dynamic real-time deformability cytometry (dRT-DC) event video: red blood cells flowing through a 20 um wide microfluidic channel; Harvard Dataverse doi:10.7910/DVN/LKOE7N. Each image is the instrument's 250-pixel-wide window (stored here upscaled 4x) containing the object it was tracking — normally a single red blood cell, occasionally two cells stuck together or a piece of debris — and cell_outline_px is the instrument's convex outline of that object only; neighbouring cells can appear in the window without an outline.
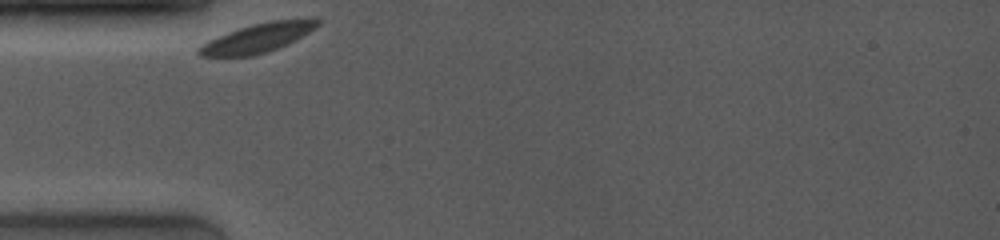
{"species": "common noctule bat (a hibernating species)", "species_latin": "Nyctalus noctula", "temperature_condition": "room temperature", "stored_images_in_passage": 9, "camera_frame_rate_fps": 4000, "um_per_image_px": 0.085, "animal": {"sex": "female", "body_mass_g": 19.0, "forearm_length_mm": 53.3}, "frame": {"image": 1, "passage_image": 1, "time_ms": 0.0, "image_size_px": [1000, 240], "cell_outline_px": [[320, 24], [308, 32], [268, 52], [252, 56], [200, 56], [196, 52], [196, 48], [208, 40], [228, 32], [252, 24], [268, 20], [320, 16]], "centroid_in_image_um": [21.92, 3.18], "position_along_channel_um": 63.1, "area_um2": 20.23}}